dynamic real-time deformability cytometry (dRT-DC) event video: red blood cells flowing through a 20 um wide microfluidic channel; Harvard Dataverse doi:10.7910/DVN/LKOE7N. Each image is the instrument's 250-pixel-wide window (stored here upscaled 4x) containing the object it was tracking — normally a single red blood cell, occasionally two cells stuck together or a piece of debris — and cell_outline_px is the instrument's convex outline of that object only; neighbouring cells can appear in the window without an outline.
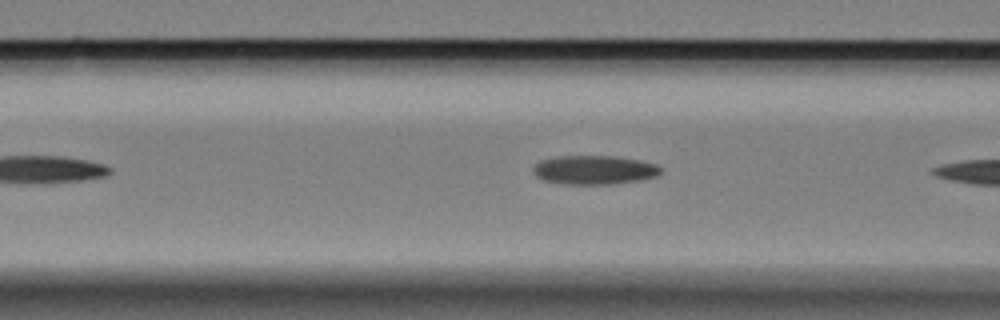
{"species": "Egyptian fruit bat (a non-hibernating species)", "species_latin": "Rousettus aegyptiacus", "temperature_condition": "cold", "stored_images_in_passage": 19, "camera_frame_rate_fps": 3000, "um_per_image_px": 0.085, "animal": {"sex": "female"}, "frame": {"image": 1, "passage_image": 6, "time_ms": 1.667, "image_size_px": [1000, 320], "cell_outline_px": [[660, 172], [656, 176], [640, 180], [612, 184], [564, 184], [544, 180], [536, 176], [532, 172], [532, 168], [540, 160], [556, 156], [616, 156], [640, 160], [656, 164], [660, 168]], "centroid_in_image_um": [50.48, 14.44], "position_along_channel_um": 116.1, "area_um2": 21.56}}
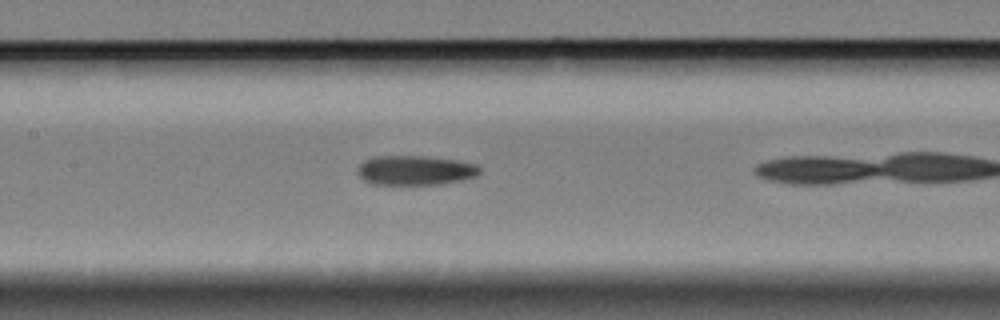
{"frame": {"image": 2, "passage_image": 11, "time_ms": 3.333, "image_size_px": [1000, 320], "cell_outline_px": [[480, 172], [476, 176], [460, 180], [440, 184], [372, 184], [364, 180], [360, 176], [360, 164], [364, 160], [376, 156], [424, 156], [456, 160], [476, 164], [480, 168]], "centroid_in_image_um": [35.31, 14.47], "position_along_channel_um": 172.1, "area_um2": 20.75}}
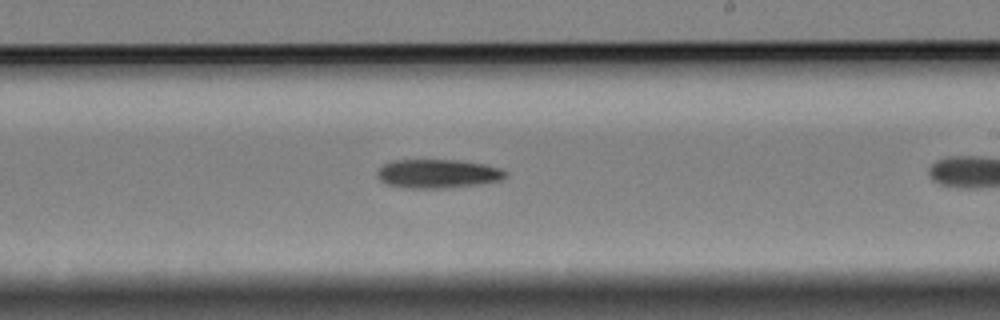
{"frame": {"image": 3, "passage_image": 14, "time_ms": 4.333, "image_size_px": [1000, 320], "cell_outline_px": [[508, 176], [504, 180], [480, 184], [444, 188], [408, 188], [384, 184], [376, 176], [376, 172], [384, 164], [392, 160], [456, 160], [484, 164], [500, 168], [508, 172]], "centroid_in_image_um": [37.23, 14.77], "position_along_channel_um": 251.8, "area_um2": 21.79}}